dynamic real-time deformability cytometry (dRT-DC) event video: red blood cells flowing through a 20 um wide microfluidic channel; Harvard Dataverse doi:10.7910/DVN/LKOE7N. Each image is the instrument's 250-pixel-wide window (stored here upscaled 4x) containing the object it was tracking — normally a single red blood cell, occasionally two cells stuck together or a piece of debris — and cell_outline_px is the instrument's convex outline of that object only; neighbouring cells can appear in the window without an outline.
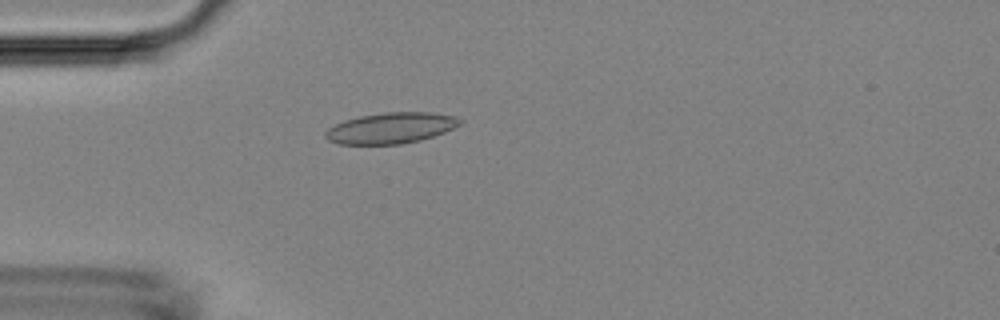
{"species": "Egyptian fruit bat (a non-hibernating species)", "species_latin": "Rousettus aegyptiacus", "temperature_condition": "room temperature", "stored_images_in_passage": 40, "camera_frame_rate_fps": 3000, "um_per_image_px": 0.085, "animal": {"sex": "female"}, "frame": {"image": 1, "passage_image": 4, "time_ms": 1.0, "image_size_px": [1000, 320], "cell_outline_px": [[464, 120], [460, 124], [444, 132], [420, 140], [400, 144], [340, 144], [328, 140], [324, 136], [324, 132], [328, 128], [344, 120], [360, 116], [384, 112], [428, 112], [456, 116]], "centroid_in_image_um": [33.21, 10.88], "position_along_channel_um": 51.8, "area_um2": 24.16}}
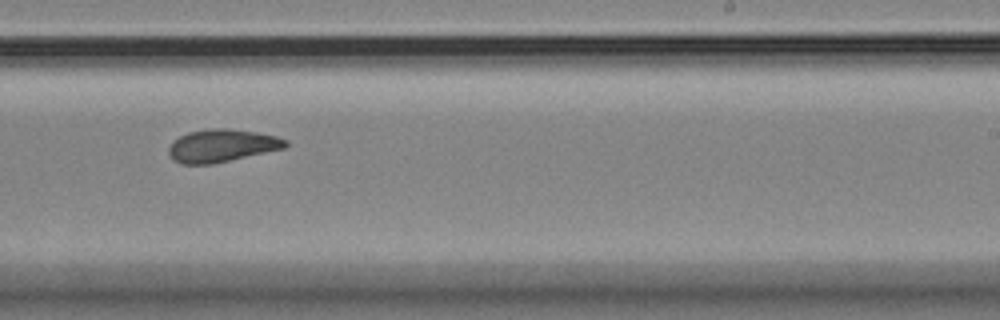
{"frame": {"image": 2, "passage_image": 21, "time_ms": 6.667, "image_size_px": [1000, 320], "cell_outline_px": [[288, 144], [284, 148], [212, 164], [180, 164], [172, 160], [168, 152], [168, 148], [172, 140], [188, 132], [208, 128], [228, 128], [256, 132], [276, 136], [288, 140]], "centroid_in_image_um": [18.81, 12.37], "position_along_channel_um": 270.2, "area_um2": 22.37}}
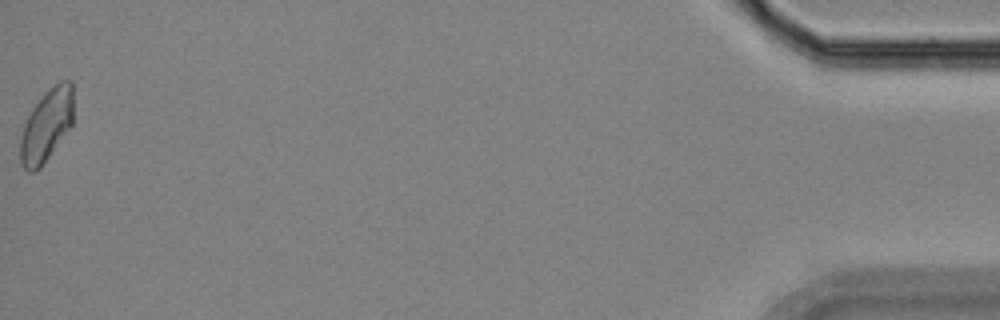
{"frame": {"image": 3, "passage_image": 40, "time_ms": 13.0, "image_size_px": [1000, 320], "cell_outline_px": [[72, 124], [40, 168], [36, 172], [28, 172], [24, 168], [20, 160], [20, 140], [24, 124], [32, 108], [44, 92], [48, 88], [60, 80], [72, 80]], "centroid_in_image_um": [3.94, 10.64], "position_along_channel_um": 431.3, "area_um2": 22.25}}